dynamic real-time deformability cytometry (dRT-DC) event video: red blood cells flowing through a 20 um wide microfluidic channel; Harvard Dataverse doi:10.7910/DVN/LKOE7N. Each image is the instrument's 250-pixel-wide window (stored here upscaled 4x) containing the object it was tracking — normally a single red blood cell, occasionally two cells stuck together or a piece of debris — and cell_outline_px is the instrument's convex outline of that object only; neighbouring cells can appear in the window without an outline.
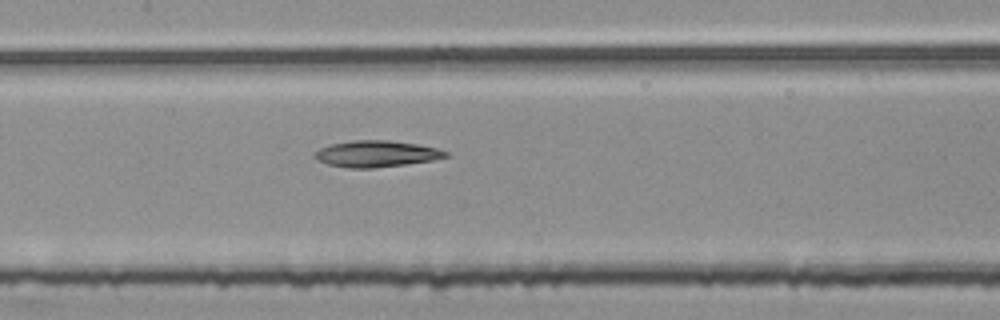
{"species": "common noctule bat (a hibernating species)", "species_latin": "Nyctalus noctula", "temperature_condition": "room temperature", "stored_images_in_passage": 53, "segment_of_instrument_passage": [2, 2], "camera_frame_rate_fps": 3000, "um_per_image_px": 0.085, "animal": {"sex": "female", "body_mass_g": 25.1}, "frame": {"image": 1, "passage_image": 25, "time_ms": 8.0, "image_size_px": [1000, 320], "cell_outline_px": [[452, 156], [432, 160], [404, 164], [372, 168], [348, 168], [328, 164], [316, 160], [316, 152], [320, 148], [332, 144], [352, 140], [388, 140], [416, 144], [436, 148], [448, 152]], "centroid_in_image_um": [32.02, 13.07], "position_along_channel_um": 175.4, "area_um2": 19.94}}
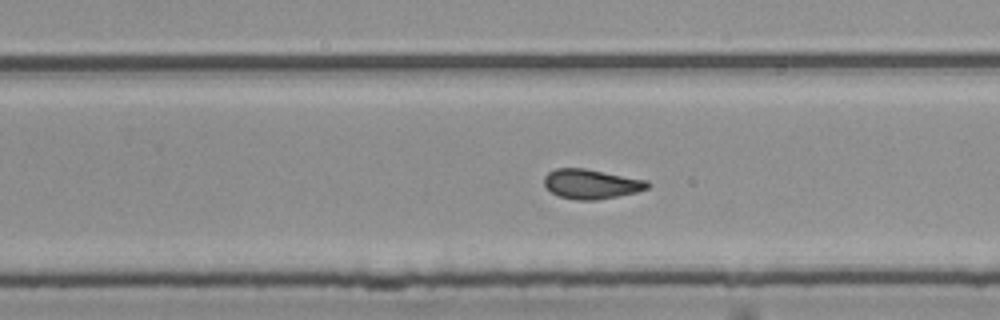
{"frame": {"image": 2, "passage_image": 34, "time_ms": 11.0, "image_size_px": [1000, 320], "cell_outline_px": [[652, 184], [648, 188], [636, 192], [596, 200], [576, 200], [560, 196], [552, 192], [544, 184], [544, 176], [548, 172], [556, 168], [584, 168], [648, 180]], "centroid_in_image_um": [50.27, 15.63], "position_along_channel_um": 279.5, "area_um2": 17.8}}
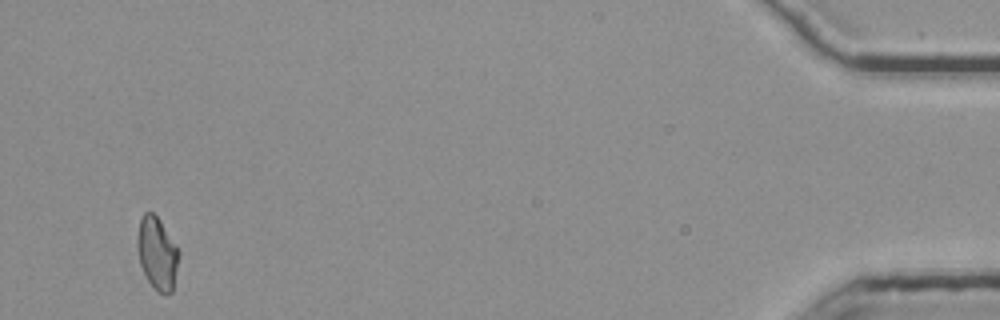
{"frame": {"image": 3, "passage_image": 52, "time_ms": 17.0, "image_size_px": [1000, 320], "cell_outline_px": [[180, 256], [172, 292], [168, 296], [164, 296], [148, 280], [140, 264], [136, 244], [136, 240], [140, 220], [144, 212], [152, 212], [160, 220], [176, 244], [180, 252]], "centroid_in_image_um": [13.38, 21.53], "position_along_channel_um": 421.8, "area_um2": 17.63}}